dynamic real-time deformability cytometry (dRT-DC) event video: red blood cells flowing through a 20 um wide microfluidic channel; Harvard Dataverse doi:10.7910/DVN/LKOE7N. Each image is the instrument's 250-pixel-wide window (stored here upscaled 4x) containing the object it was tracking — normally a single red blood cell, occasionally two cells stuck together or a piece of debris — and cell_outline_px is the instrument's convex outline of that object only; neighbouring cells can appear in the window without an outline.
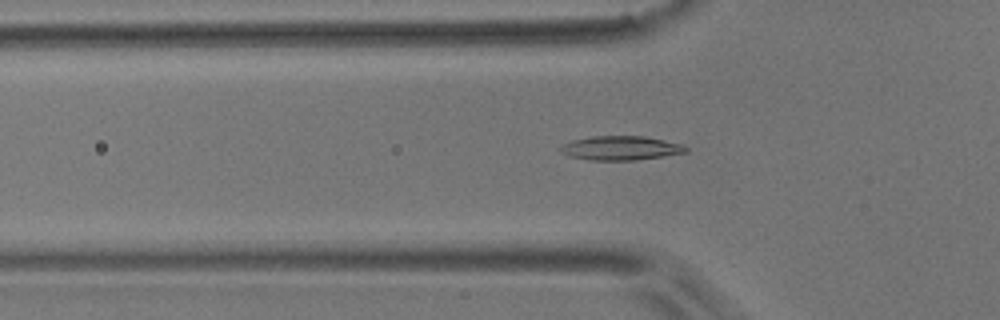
{"species": "common noctule bat (a hibernating species)", "species_latin": "Nyctalus noctula", "temperature_condition": "room temperature", "stored_images_in_passage": 40, "camera_frame_rate_fps": 3000, "um_per_image_px": 0.085, "animal": {"sex": "male", "body_mass_g": 17.9}, "frame": {"image": 1, "passage_image": 8, "time_ms": 2.333, "image_size_px": [1000, 320], "cell_outline_px": [[688, 152], [664, 156], [636, 160], [592, 160], [568, 156], [560, 152], [560, 148], [564, 144], [572, 140], [592, 136], [644, 136], [680, 144], [688, 148]], "centroid_in_image_um": [52.75, 12.59], "position_along_channel_um": 73.1, "area_um2": 17.51}}
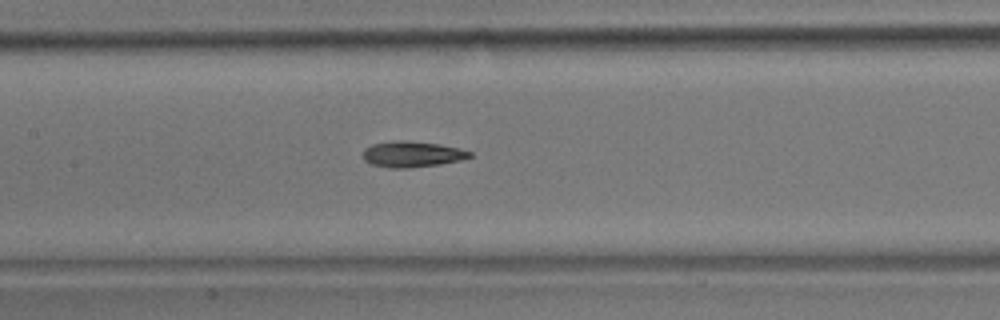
{"frame": {"image": 2, "passage_image": 16, "time_ms": 5.0, "image_size_px": [1000, 320], "cell_outline_px": [[472, 156], [460, 160], [440, 164], [408, 168], [388, 168], [372, 164], [364, 160], [364, 148], [372, 144], [396, 140], [404, 140], [440, 144], [472, 152]], "centroid_in_image_um": [35.01, 13.11], "position_along_channel_um": 172.4, "area_um2": 16.01}}
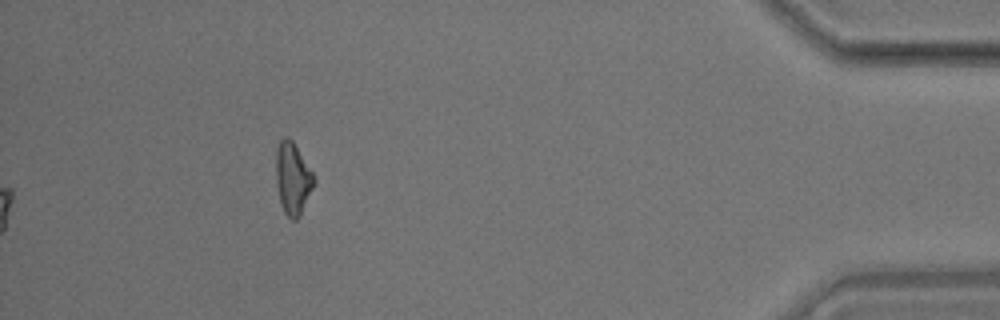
{"frame": {"image": 3, "passage_image": 40, "time_ms": 13.0, "image_size_px": [1000, 320], "cell_outline_px": [[316, 184], [300, 216], [296, 220], [292, 220], [284, 212], [280, 204], [276, 184], [276, 148], [280, 140], [284, 136], [288, 136], [292, 140], [312, 172], [316, 180]], "centroid_in_image_um": [24.88, 15.19], "position_along_channel_um": 410.3, "area_um2": 16.18}, "authors_computed_cell_mechanics": {"area_um2": 16.1551, "velocity_mm_per_s": 3.6906, "shape_relaxation_time_tau1_ms": 7.9671, "shape_relaxation_time_tau2_ms": 5.203, "deformation_change_tau1": 0.1939, "deformation_change_tau2": 0.1325}}